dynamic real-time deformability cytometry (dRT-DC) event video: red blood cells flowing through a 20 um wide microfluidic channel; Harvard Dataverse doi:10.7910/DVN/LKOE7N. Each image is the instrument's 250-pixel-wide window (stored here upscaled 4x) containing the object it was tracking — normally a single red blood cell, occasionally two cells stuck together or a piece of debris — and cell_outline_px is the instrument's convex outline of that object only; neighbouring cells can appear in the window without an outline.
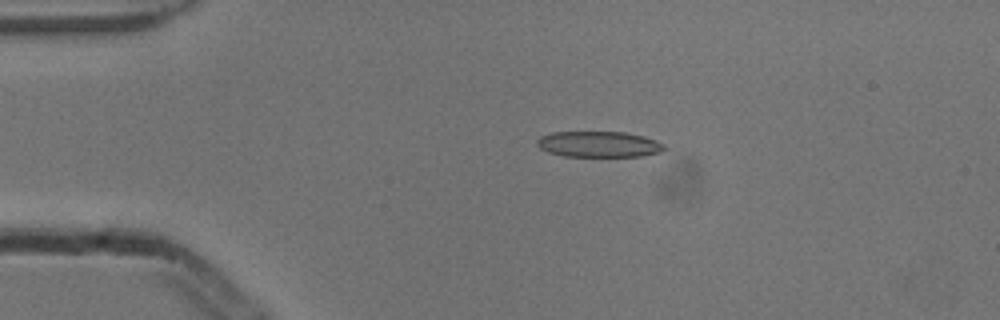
{"species": "common noctule bat (a hibernating species)", "species_latin": "Nyctalus noctula", "temperature_condition": "cold", "stored_images_in_passage": 4, "camera_frame_rate_fps": 3000, "um_per_image_px": 0.085, "animal": {"sex": "male", "body_mass_g": 13.3}, "frame": {"image": 1, "passage_image": 2, "time_ms": 0.333, "image_size_px": [1000, 320], "cell_outline_px": [[668, 148], [660, 152], [640, 156], [564, 156], [548, 152], [540, 148], [536, 144], [536, 140], [540, 136], [552, 132], [624, 132], [644, 136], [664, 144]], "centroid_in_image_um": [50.89, 12.26], "position_along_channel_um": 34.1, "area_um2": 19.19}}